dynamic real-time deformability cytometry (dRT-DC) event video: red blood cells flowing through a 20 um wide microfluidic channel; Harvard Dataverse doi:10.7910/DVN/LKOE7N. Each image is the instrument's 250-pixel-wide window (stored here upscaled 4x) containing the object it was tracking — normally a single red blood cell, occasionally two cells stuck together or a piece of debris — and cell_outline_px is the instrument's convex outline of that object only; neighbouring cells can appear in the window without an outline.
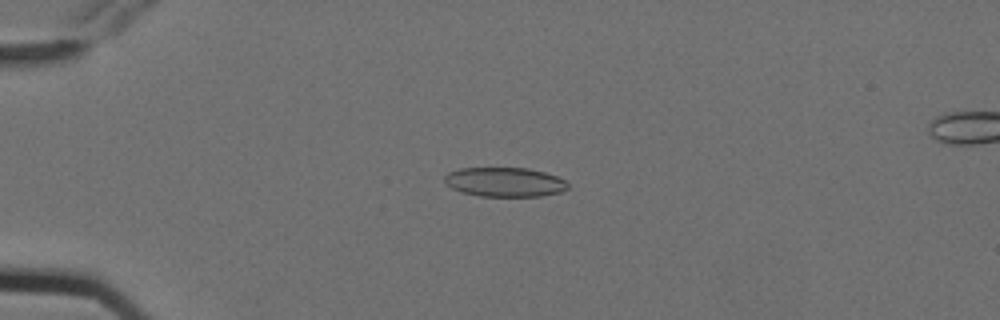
{"species": "Egyptian fruit bat (a non-hibernating species)", "species_latin": "Rousettus aegyptiacus", "temperature_condition": "cold", "stored_images_in_passage": 6, "camera_frame_rate_fps": 3000, "um_per_image_px": 0.085, "animal": {"sex": "female"}, "frame": {"image": 1, "passage_image": 4, "time_ms": 1.0, "image_size_px": [1000, 320], "cell_outline_px": [[568, 188], [560, 192], [540, 196], [480, 196], [460, 192], [452, 188], [444, 180], [444, 176], [448, 172], [460, 168], [528, 168], [544, 172], [556, 176], [564, 180], [568, 184]], "centroid_in_image_um": [42.88, 15.47], "position_along_channel_um": 42.1, "area_um2": 21.04}}
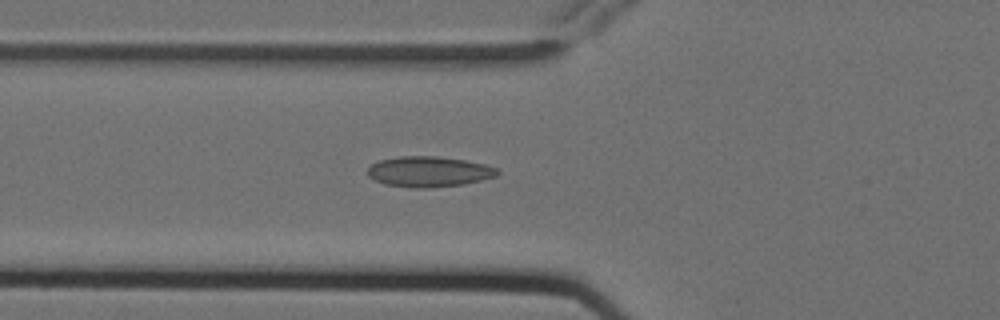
{"frame": {"image": 2, "passage_image": 6, "time_ms": 1.667, "image_size_px": [1000, 320], "cell_outline_px": [[500, 172], [496, 176], [464, 184], [428, 188], [412, 188], [384, 184], [368, 176], [368, 168], [372, 164], [380, 160], [400, 156], [436, 156], [464, 160], [484, 164], [496, 168]], "centroid_in_image_um": [36.44, 14.59], "position_along_channel_um": 89.4, "area_um2": 22.95}}